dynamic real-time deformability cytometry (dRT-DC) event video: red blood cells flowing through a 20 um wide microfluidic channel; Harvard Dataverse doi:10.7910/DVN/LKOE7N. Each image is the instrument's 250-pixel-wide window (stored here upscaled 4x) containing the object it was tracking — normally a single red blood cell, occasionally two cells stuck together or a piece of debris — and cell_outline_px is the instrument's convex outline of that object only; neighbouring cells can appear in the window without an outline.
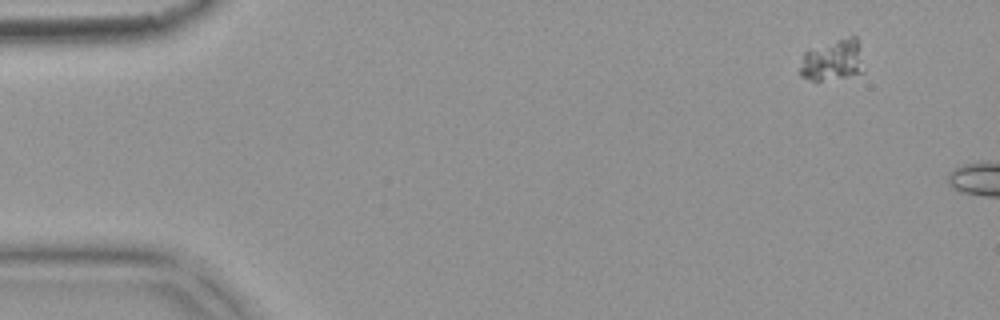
{"species": "common noctule bat (a hibernating species)", "species_latin": "Nyctalus noctula", "temperature_condition": "warm", "stored_images_in_passage": 4, "camera_frame_rate_fps": 3000, "um_per_image_px": 0.085, "animal": {"sex": "female", "body_mass_g": 18.4}, "frame": {"image": 1, "passage_image": 2, "time_ms": 0.333, "image_size_px": [1000, 320], "cell_outline_px": [[864, 72], [844, 76], [820, 80], [812, 80], [800, 76], [800, 68], [804, 52], [848, 36], [856, 36]], "centroid_in_image_um": [70.77, 5.12], "position_along_channel_um": 14.2, "area_um2": 14.68}}